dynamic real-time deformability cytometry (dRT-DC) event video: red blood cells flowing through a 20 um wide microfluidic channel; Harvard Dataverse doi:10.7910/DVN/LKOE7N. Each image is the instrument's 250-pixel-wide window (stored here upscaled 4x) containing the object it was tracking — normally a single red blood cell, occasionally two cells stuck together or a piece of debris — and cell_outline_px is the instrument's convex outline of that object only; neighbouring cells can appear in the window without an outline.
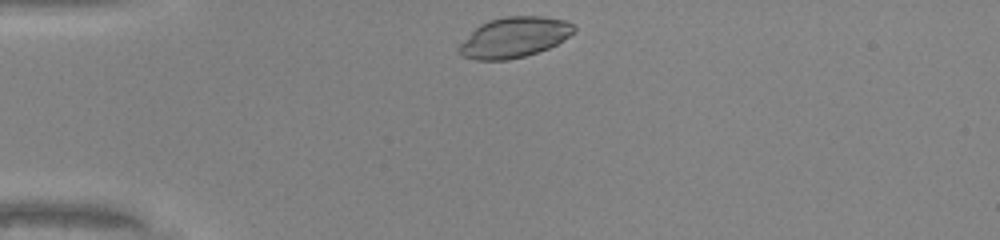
{"species": "common noctule bat (a hibernating species)", "species_latin": "Nyctalus noctula", "temperature_condition": "warm", "stored_images_in_passage": 30, "camera_frame_rate_fps": 3000, "um_per_image_px": 0.085, "animal": {"sex": "male", "body_mass_g": 20.0, "forearm_length_mm": 53.3}, "frame": {"image": 1, "passage_image": 1, "time_ms": 0.0, "image_size_px": [1000, 240], "cell_outline_px": [[576, 28], [568, 36], [556, 44], [548, 48], [524, 56], [508, 60], [476, 60], [460, 56], [456, 52], [456, 48], [480, 24], [488, 20], [504, 16], [540, 16], [564, 20], [572, 24]], "centroid_in_image_um": [43.65, 3.18], "position_along_channel_um": 41.4, "area_um2": 26.93}}
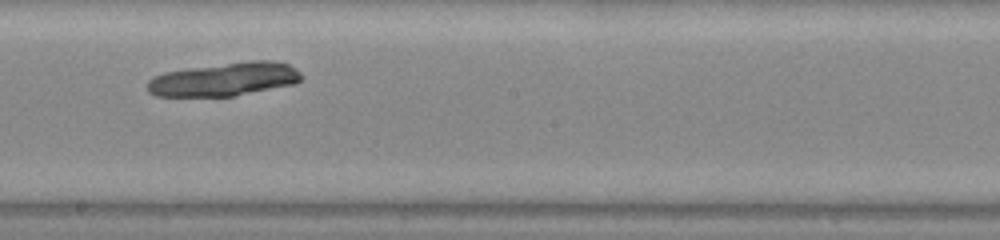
{"frame": {"image": 2, "passage_image": 17, "time_ms": 5.333, "image_size_px": [1000, 240], "cell_outline_px": [[304, 76], [300, 80], [292, 84], [236, 96], [156, 96], [148, 92], [148, 80], [152, 76], [164, 72], [188, 68], [248, 60], [272, 60], [288, 64], [296, 68]], "centroid_in_image_um": [19.07, 6.73], "position_along_channel_um": 229.1, "area_um2": 30.23}}
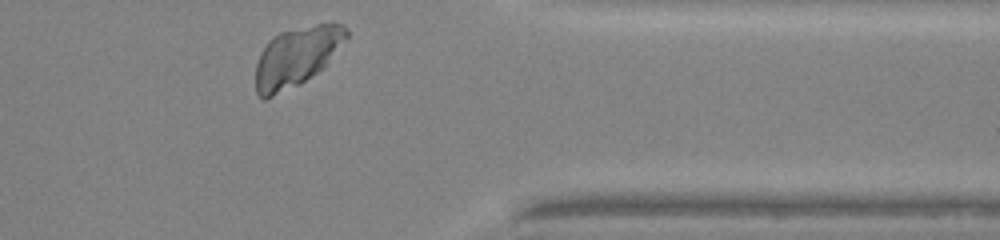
{"frame": {"image": 3, "passage_image": 29, "time_ms": 9.333, "image_size_px": [1000, 240], "cell_outline_px": [[348, 36], [324, 64], [316, 72], [304, 80], [264, 100], [256, 92], [256, 64], [260, 52], [268, 40], [280, 32], [332, 20], [344, 24], [348, 28]], "centroid_in_image_um": [25.2, 4.74], "position_along_channel_um": 386.2, "area_um2": 30.87}}